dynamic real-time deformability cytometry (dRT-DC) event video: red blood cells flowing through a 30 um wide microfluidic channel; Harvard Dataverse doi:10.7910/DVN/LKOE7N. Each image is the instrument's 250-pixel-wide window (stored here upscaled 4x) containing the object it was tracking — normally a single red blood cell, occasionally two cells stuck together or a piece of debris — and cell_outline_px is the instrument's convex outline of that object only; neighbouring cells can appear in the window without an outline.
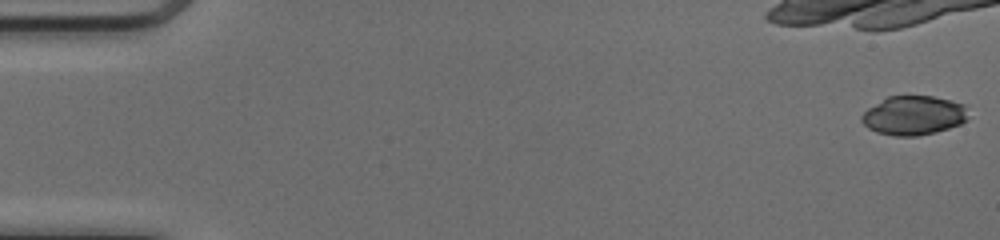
{"species": "common noctule bat (a hibernating species)", "species_latin": "Nyctalus noctula", "temperature_condition": "cold", "stored_images_in_passage": 12, "camera_frame_rate_fps": 3000, "um_per_image_px": 0.085, "animal": {"sex": "female", "body_mass_g": 17.0, "forearm_length_mm": 48.0}, "frame": {"image": 1, "passage_image": 1, "time_ms": 0.0, "image_size_px": [1000, 240], "cell_outline_px": [[968, 120], [960, 124], [936, 132], [916, 136], [896, 136], [876, 132], [868, 128], [860, 120], [860, 116], [868, 108], [888, 96], [932, 96], [952, 100], [964, 104], [968, 116]], "centroid_in_image_um": [77.66, 9.81], "position_along_channel_um": 7.3, "area_um2": 24.39}}